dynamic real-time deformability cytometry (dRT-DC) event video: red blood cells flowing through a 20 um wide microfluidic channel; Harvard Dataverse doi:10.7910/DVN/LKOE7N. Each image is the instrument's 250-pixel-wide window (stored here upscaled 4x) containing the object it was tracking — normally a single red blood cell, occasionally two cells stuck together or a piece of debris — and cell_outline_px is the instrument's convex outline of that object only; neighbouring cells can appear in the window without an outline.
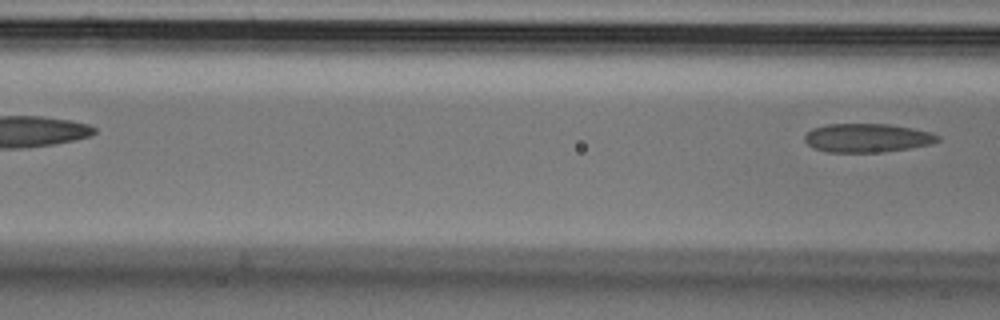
{"species": "Egyptian fruit bat (a non-hibernating species)", "species_latin": "Rousettus aegyptiacus", "temperature_condition": "cold", "stored_images_in_passage": 5, "camera_frame_rate_fps": 3000, "um_per_image_px": 0.085, "animal": {"sex": "male"}, "frame": {"image": 1, "passage_image": 5, "time_ms": 1.333, "image_size_px": [1000, 320], "cell_outline_px": [[940, 140], [932, 144], [884, 152], [828, 152], [812, 148], [804, 140], [804, 136], [812, 128], [828, 124], [888, 124], [912, 128], [932, 132], [940, 136]], "centroid_in_image_um": [73.72, 11.72], "position_along_channel_um": 92.9, "area_um2": 22.37}}